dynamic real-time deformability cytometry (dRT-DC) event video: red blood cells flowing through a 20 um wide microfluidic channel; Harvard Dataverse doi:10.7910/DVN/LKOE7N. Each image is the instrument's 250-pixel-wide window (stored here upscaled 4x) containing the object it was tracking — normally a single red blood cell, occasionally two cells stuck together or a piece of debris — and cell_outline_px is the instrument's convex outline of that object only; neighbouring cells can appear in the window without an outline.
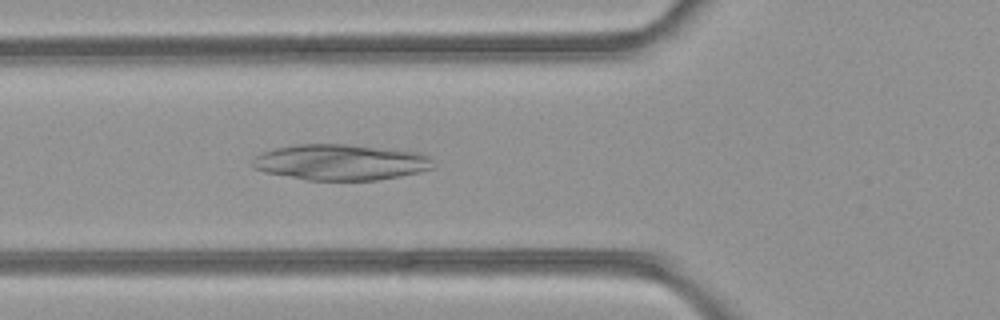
{"species": "common noctule bat (a hibernating species)", "species_latin": "Nyctalus noctula", "temperature_condition": "room temperature", "stored_images_in_passage": 36, "camera_frame_rate_fps": 3000, "um_per_image_px": 0.085, "animal": {"sex": "female", "body_mass_g": 21.9}, "frame": {"image": 1, "passage_image": 10, "time_ms": 3.0, "image_size_px": [1000, 320], "cell_outline_px": [[432, 168], [420, 172], [400, 176], [376, 180], [308, 180], [264, 172], [252, 168], [252, 160], [260, 152], [276, 148], [296, 144], [344, 144], [420, 152], [432, 156]], "centroid_in_image_um": [28.94, 13.79], "position_along_channel_um": 96.9, "area_um2": 37.86}}
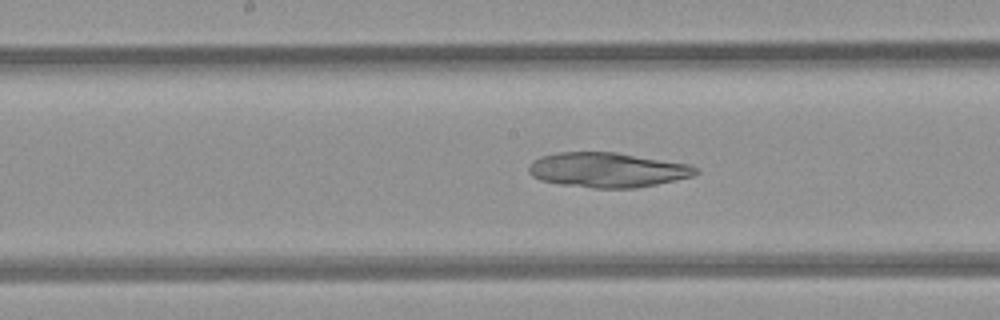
{"frame": {"image": 2, "passage_image": 17, "time_ms": 5.333, "image_size_px": [1000, 320], "cell_outline_px": [[700, 172], [692, 176], [656, 184], [636, 188], [592, 188], [560, 184], [540, 180], [532, 176], [528, 172], [528, 168], [532, 160], [540, 156], [560, 152], [616, 152], [692, 164], [700, 168]], "centroid_in_image_um": [51.65, 14.44], "position_along_channel_um": 196.5, "area_um2": 34.16}}
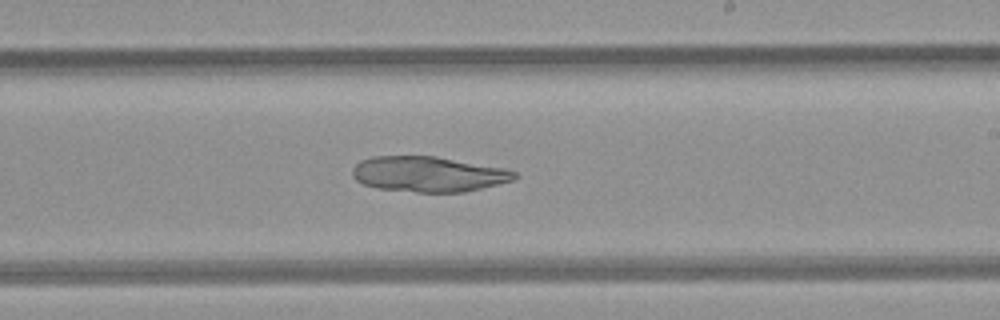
{"frame": {"image": 3, "passage_image": 21, "time_ms": 6.667, "image_size_px": [1000, 320], "cell_outline_px": [[520, 176], [516, 180], [464, 192], [416, 192], [376, 188], [364, 184], [356, 180], [352, 176], [352, 168], [360, 160], [372, 156], [436, 156], [504, 168], [516, 172]], "centroid_in_image_um": [36.42, 14.8], "position_along_channel_um": 252.6, "area_um2": 33.64}}